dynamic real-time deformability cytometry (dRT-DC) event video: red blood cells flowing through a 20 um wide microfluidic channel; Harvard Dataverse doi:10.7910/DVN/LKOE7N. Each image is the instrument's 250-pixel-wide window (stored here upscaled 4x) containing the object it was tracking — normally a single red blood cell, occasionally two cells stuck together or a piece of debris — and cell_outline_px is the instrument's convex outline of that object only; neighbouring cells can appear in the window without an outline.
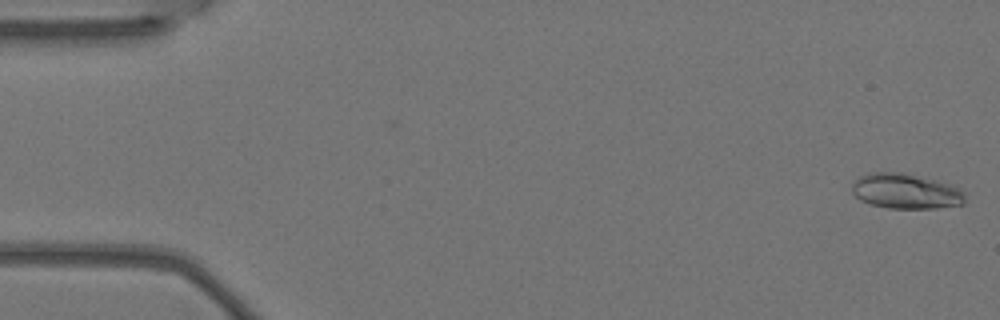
{"species": "Egyptian fruit bat (a non-hibernating species)", "species_latin": "Rousettus aegyptiacus", "temperature_condition": "warm", "stored_images_in_passage": 5, "camera_frame_rate_fps": 3000, "um_per_image_px": 0.085, "animal": {"sex": "female"}, "frame": {"image": 1, "passage_image": 1, "time_ms": 0.0, "image_size_px": [1000, 320], "cell_outline_px": [[964, 204], [936, 208], [888, 208], [868, 204], [860, 200], [852, 192], [852, 184], [860, 176], [868, 172], [900, 172], [940, 180], [952, 184], [960, 188], [964, 192]], "centroid_in_image_um": [77.0, 16.24], "position_along_channel_um": 8.0, "area_um2": 23.47}}
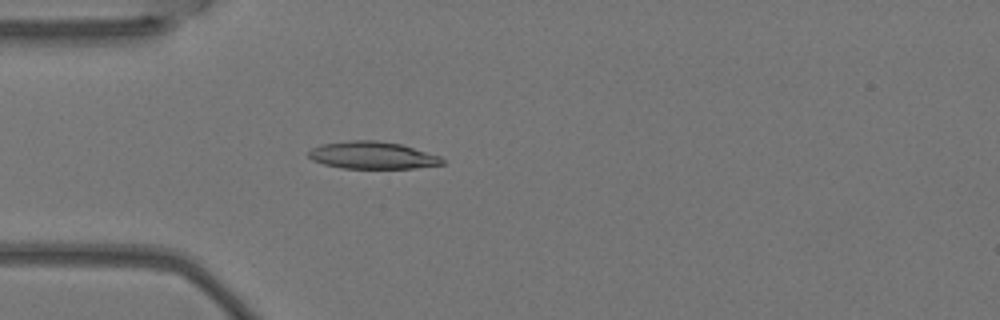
{"frame": {"image": 2, "passage_image": 5, "time_ms": 1.333, "image_size_px": [1000, 320], "cell_outline_px": [[444, 164], [416, 168], [344, 168], [324, 164], [312, 160], [308, 156], [308, 152], [312, 148], [320, 144], [348, 140], [376, 140], [400, 144], [440, 156], [444, 160]], "centroid_in_image_um": [31.64, 13.19], "position_along_channel_um": 53.4, "area_um2": 21.21}}